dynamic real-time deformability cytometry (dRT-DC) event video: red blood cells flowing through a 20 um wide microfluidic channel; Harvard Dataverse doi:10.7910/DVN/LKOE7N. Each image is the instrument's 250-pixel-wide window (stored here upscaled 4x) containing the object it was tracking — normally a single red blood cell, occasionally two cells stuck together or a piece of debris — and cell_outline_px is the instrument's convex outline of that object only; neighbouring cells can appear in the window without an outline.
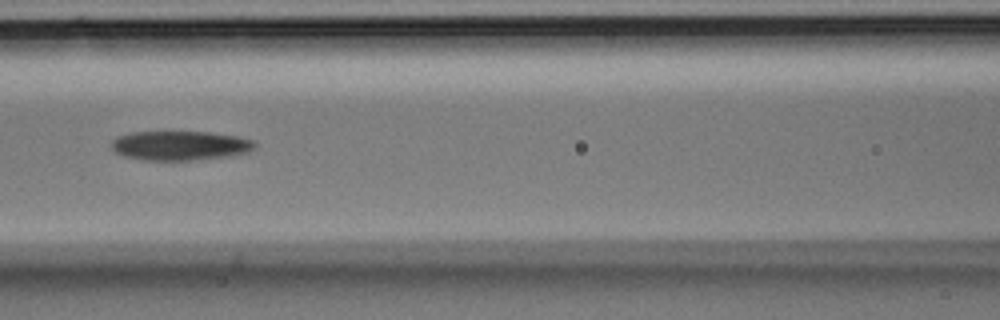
{"species": "Egyptian fruit bat (a non-hibernating species)", "species_latin": "Rousettus aegyptiacus", "temperature_condition": "room temperature", "stored_images_in_passage": 4, "camera_frame_rate_fps": 3000, "um_per_image_px": 0.085, "animal": {"sex": "male"}, "frame": {"image": 1, "passage_image": 4, "time_ms": 1.0, "image_size_px": [1000, 320], "cell_outline_px": [[256, 144], [248, 152], [228, 156], [188, 160], [144, 160], [124, 156], [116, 152], [112, 148], [112, 140], [116, 136], [132, 132], [208, 132], [240, 136], [256, 140]], "centroid_in_image_um": [15.31, 12.36], "position_along_channel_um": 151.3, "area_um2": 24.51}}